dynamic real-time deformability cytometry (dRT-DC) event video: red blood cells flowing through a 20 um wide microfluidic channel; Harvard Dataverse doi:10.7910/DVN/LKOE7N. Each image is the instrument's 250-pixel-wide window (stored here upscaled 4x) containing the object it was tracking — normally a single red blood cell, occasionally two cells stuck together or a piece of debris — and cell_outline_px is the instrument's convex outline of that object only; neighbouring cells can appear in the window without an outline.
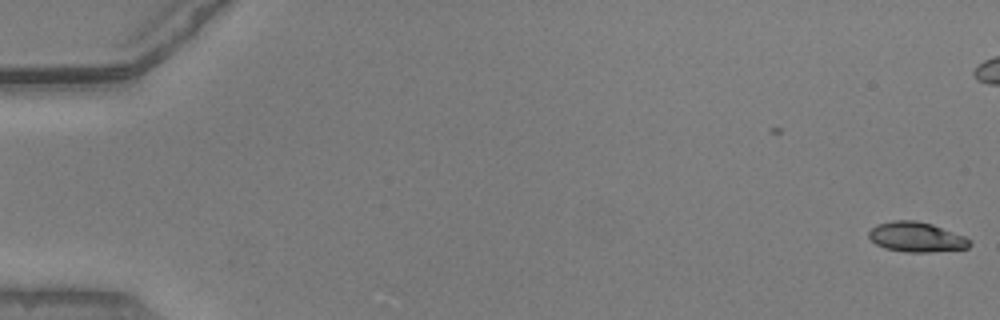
{"species": "common noctule bat (a hibernating species)", "species_latin": "Nyctalus noctula", "temperature_condition": "warm", "stored_images_in_passage": 3, "camera_frame_rate_fps": 3000, "um_per_image_px": 0.085, "animal": {"sex": "male", "body_mass_g": 20.5, "forearm_length_mm": 52.5}, "frame": {"image": 1, "passage_image": 3, "time_ms": 0.667, "image_size_px": [1000, 320], "cell_outline_px": [[972, 244], [968, 248], [928, 252], [904, 252], [884, 248], [876, 244], [868, 236], [868, 232], [876, 224], [892, 220], [916, 220], [932, 224], [964, 236], [972, 240]], "centroid_in_image_um": [77.89, 20.14], "position_along_channel_um": 7.1, "area_um2": 17.69}}